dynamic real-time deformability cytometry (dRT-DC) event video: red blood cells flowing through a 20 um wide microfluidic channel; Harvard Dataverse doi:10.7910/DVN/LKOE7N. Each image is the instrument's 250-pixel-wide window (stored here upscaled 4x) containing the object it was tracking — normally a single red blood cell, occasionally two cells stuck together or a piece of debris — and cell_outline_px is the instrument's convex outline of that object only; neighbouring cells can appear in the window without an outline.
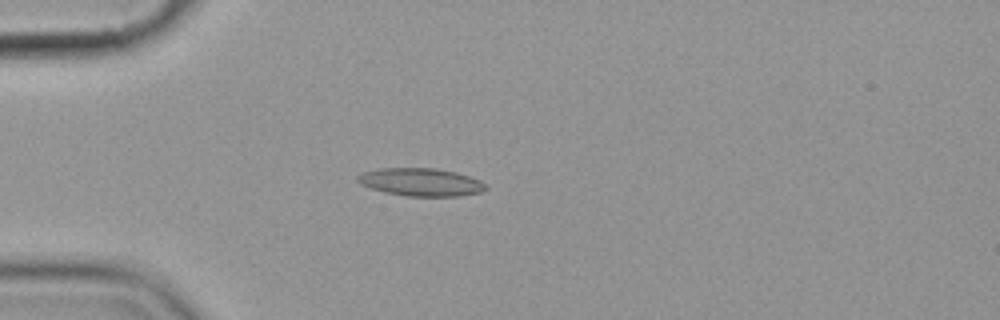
{"species": "common noctule bat (a hibernating species)", "species_latin": "Nyctalus noctula", "temperature_condition": "cold", "stored_images_in_passage": 4, "camera_frame_rate_fps": 3000, "um_per_image_px": 0.085, "animal": {"sex": "female", "body_mass_g": 19.9}, "frame": {"image": 1, "passage_image": 4, "time_ms": 3.333, "image_size_px": [1000, 320], "cell_outline_px": [[488, 188], [480, 192], [460, 196], [404, 196], [384, 192], [360, 184], [356, 180], [356, 176], [364, 172], [380, 168], [436, 168], [456, 172], [480, 180]], "centroid_in_image_um": [35.76, 15.48], "position_along_channel_um": 49.2, "area_um2": 20.81}}